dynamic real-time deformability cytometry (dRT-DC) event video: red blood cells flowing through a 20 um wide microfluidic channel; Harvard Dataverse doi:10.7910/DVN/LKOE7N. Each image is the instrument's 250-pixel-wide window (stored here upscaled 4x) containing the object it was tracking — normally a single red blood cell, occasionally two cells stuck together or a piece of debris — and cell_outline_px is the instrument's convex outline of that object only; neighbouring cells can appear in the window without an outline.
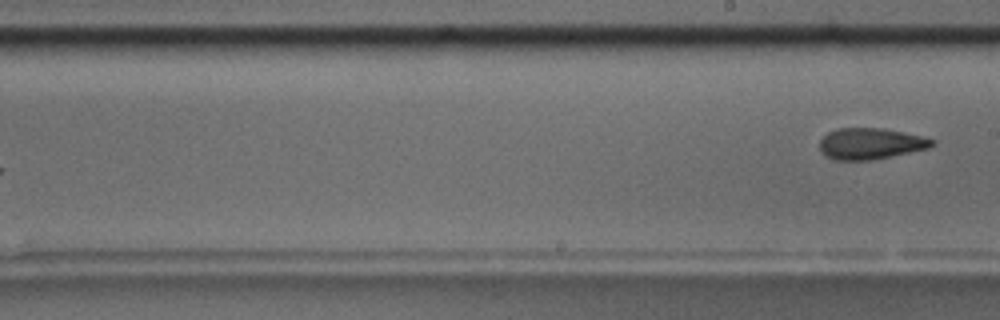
{"species": "common noctule bat (a hibernating species)", "species_latin": "Nyctalus noctula", "temperature_condition": "room temperature", "stored_images_in_passage": 11, "segment_of_instrument_passage": [2, 2], "camera_frame_rate_fps": 3000, "um_per_image_px": 0.085, "animal": {"sex": "male", "body_mass_g": 17.5, "forearm_length_mm": 52.3}, "frame": {"image": 1, "passage_image": 11, "time_ms": 12.333, "image_size_px": [1000, 320], "cell_outline_px": [[936, 144], [928, 148], [872, 160], [832, 160], [824, 156], [820, 152], [820, 140], [828, 132], [836, 128], [884, 128], [904, 132], [936, 140]], "centroid_in_image_um": [73.96, 12.21], "position_along_channel_um": 215.0, "area_um2": 20.58}}